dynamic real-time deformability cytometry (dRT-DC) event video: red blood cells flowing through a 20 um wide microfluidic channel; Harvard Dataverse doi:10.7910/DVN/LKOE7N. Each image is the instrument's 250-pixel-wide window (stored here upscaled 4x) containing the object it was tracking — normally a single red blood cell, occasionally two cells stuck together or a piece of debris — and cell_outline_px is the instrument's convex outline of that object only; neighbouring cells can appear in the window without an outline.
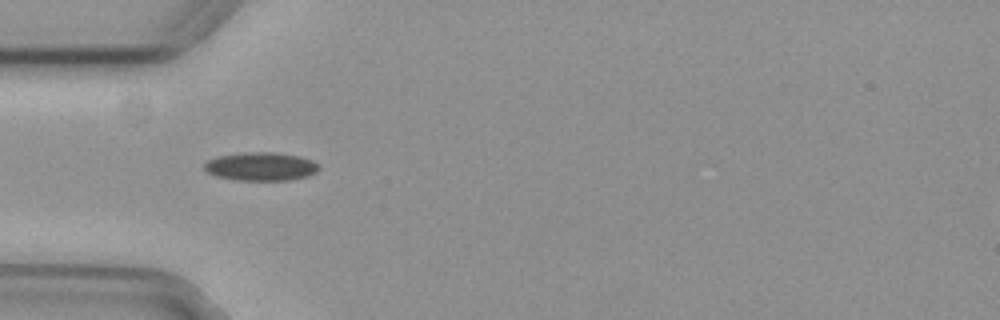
{"species": "common noctule bat (a hibernating species)", "species_latin": "Nyctalus noctula", "temperature_condition": "cold", "stored_images_in_passage": 39, "camera_frame_rate_fps": 3000, "um_per_image_px": 0.085, "animal": {"sex": "female", "body_mass_g": 29.2, "forearm_length_mm": 56.3}, "frame": {"image": 1, "passage_image": 1, "time_ms": 0.0, "image_size_px": [1000, 320], "cell_outline_px": [[320, 168], [316, 172], [308, 176], [288, 180], [236, 180], [216, 176], [208, 172], [204, 168], [204, 164], [208, 160], [220, 156], [244, 152], [272, 152], [300, 156], [312, 160], [320, 164]], "centroid_in_image_um": [22.21, 14.15], "position_along_channel_um": 62.8, "area_um2": 18.96}}
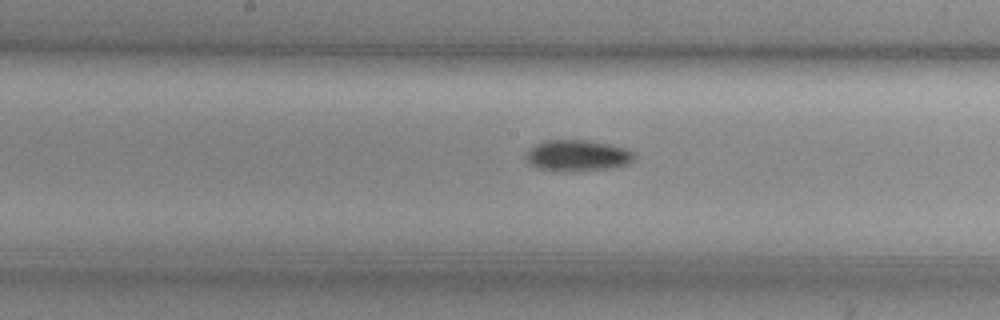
{"frame": {"image": 2, "passage_image": 12, "time_ms": 3.667, "image_size_px": [1000, 320], "cell_outline_px": [[636, 156], [628, 164], [612, 168], [576, 172], [564, 172], [536, 168], [528, 164], [524, 156], [536, 144], [548, 140], [592, 140], [624, 148], [636, 152]], "centroid_in_image_um": [49.09, 13.24], "position_along_channel_um": 199.1, "area_um2": 20.06}}
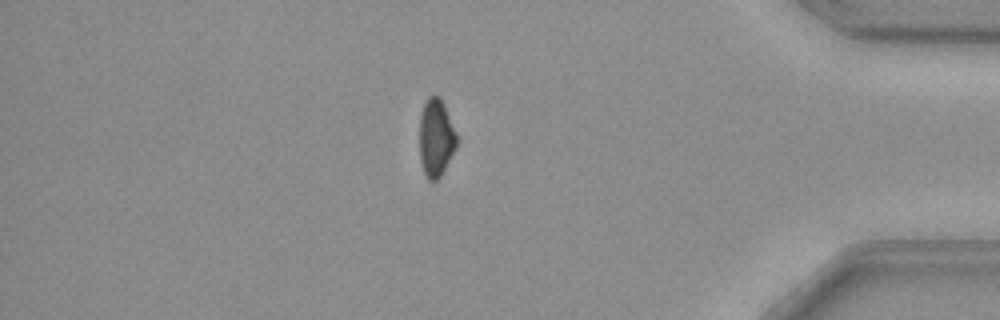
{"frame": {"image": 3, "passage_image": 31, "time_ms": 10.0, "image_size_px": [1000, 320], "cell_outline_px": [[456, 148], [440, 176], [436, 180], [428, 180], [424, 172], [420, 160], [420, 116], [424, 104], [428, 96], [440, 96], [444, 104], [456, 132]], "centroid_in_image_um": [37.05, 11.7], "position_along_channel_um": 398.1, "area_um2": 16.65}, "authors_computed_cell_mechanics": {"area_um2": 18.496, "velocity_mm_per_s": 3.7515, "shape_relaxation_time_tau1_ms": 8.0048, "shape_relaxation_time_tau2_ms": null, "deformation_change_tau1": 0.1264, "deformation_change_tau2": null}}